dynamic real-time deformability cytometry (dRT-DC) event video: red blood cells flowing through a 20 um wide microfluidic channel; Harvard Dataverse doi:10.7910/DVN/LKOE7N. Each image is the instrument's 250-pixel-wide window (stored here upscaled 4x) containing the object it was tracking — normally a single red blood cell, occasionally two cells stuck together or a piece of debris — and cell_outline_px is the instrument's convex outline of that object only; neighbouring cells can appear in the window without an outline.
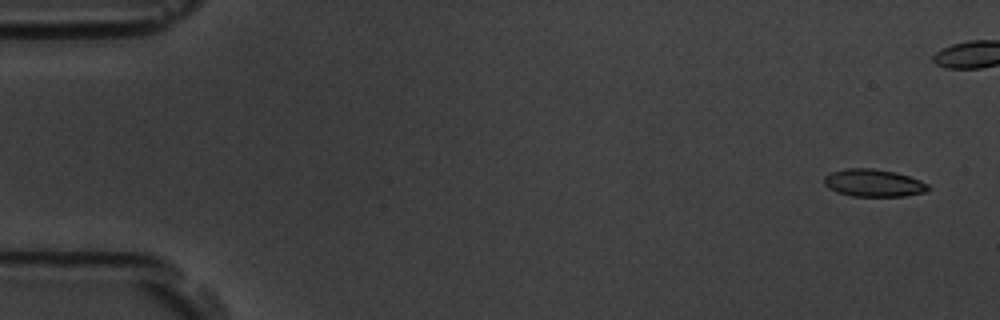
{"species": "common noctule bat (a hibernating species)", "species_latin": "Nyctalus noctula", "temperature_condition": "room temperature", "stored_images_in_passage": 2, "camera_frame_rate_fps": 3000, "um_per_image_px": 0.085, "animal": {"sex": "male", "body_mass_g": 19.5, "forearm_length_mm": 54.6}, "frame": {"image": 1, "passage_image": 2, "time_ms": 2.0, "image_size_px": [1000, 320], "cell_outline_px": [[932, 188], [924, 192], [904, 196], [852, 196], [836, 192], [828, 188], [824, 184], [824, 176], [832, 172], [848, 168], [872, 168], [896, 172], [920, 180], [928, 184]], "centroid_in_image_um": [74.25, 15.55], "position_along_channel_um": 10.7, "area_um2": 16.7}}